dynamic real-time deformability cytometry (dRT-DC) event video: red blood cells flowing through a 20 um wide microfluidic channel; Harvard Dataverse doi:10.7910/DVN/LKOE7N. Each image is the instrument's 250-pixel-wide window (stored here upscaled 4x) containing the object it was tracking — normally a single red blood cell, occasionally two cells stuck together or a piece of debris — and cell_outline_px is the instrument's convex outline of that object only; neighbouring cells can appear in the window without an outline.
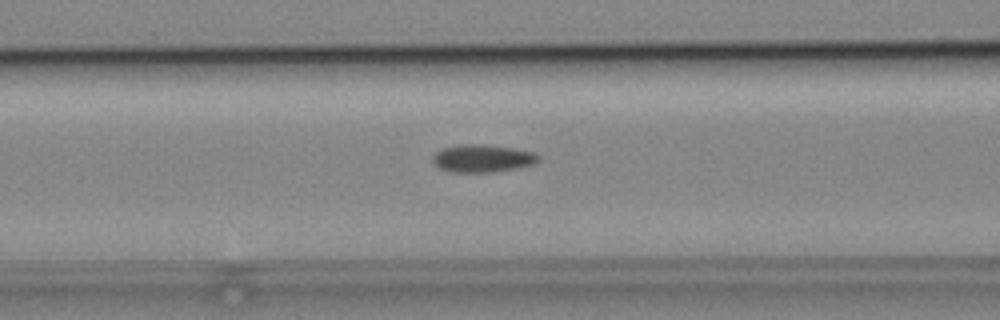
{"species": "common noctule bat (a hibernating species)", "species_latin": "Nyctalus noctula", "temperature_condition": "cold", "stored_images_in_passage": 34, "camera_frame_rate_fps": 3000, "um_per_image_px": 0.085, "animal": {"sex": "male", "body_mass_g": 19.2, "forearm_length_mm": 51.8}, "frame": {"image": 1, "passage_image": 13, "time_ms": 4.0, "image_size_px": [1000, 320], "cell_outline_px": [[540, 160], [532, 164], [516, 168], [488, 172], [448, 172], [436, 168], [432, 164], [432, 156], [436, 152], [444, 148], [456, 144], [476, 144], [512, 148], [532, 152], [540, 156]], "centroid_in_image_um": [40.92, 13.47], "position_along_channel_um": 125.7, "area_um2": 17.05}}
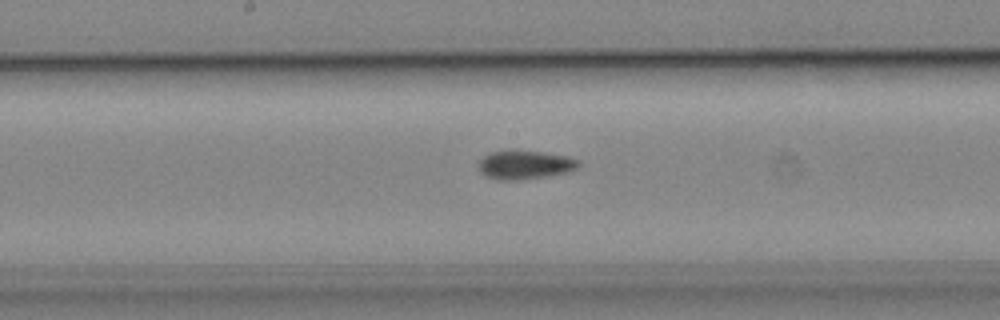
{"frame": {"image": 2, "passage_image": 19, "time_ms": 6.0, "image_size_px": [1000, 320], "cell_outline_px": [[580, 164], [576, 168], [568, 172], [544, 176], [516, 180], [500, 180], [488, 176], [480, 172], [480, 160], [488, 152], [512, 148], [544, 152], [568, 156], [580, 160]], "centroid_in_image_um": [44.62, 13.96], "position_along_channel_um": 203.6, "area_um2": 16.99}}
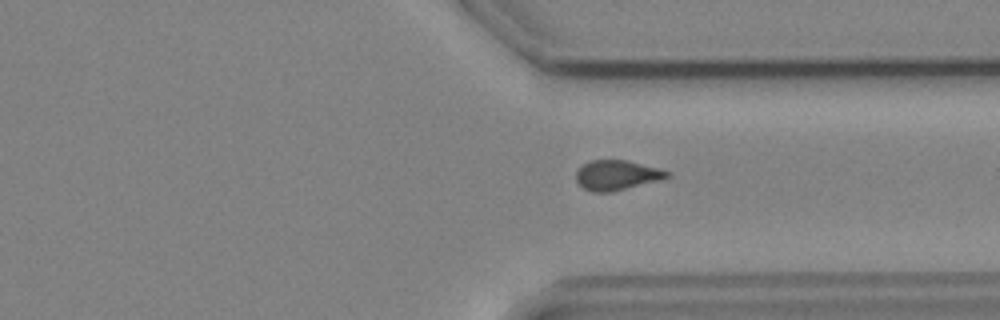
{"frame": {"image": 3, "passage_image": 31, "time_ms": 10.0, "image_size_px": [1000, 320], "cell_outline_px": [[672, 176], [660, 180], [612, 192], [592, 192], [584, 188], [576, 180], [576, 172], [588, 160], [628, 160], [672, 172]], "centroid_in_image_um": [52.46, 14.89], "position_along_channel_um": 358.9, "area_um2": 15.9}}